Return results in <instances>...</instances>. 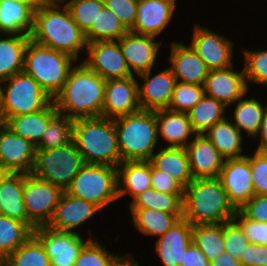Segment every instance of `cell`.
<instances>
[{"label": "cell", "instance_id": "obj_56", "mask_svg": "<svg viewBox=\"0 0 267 266\" xmlns=\"http://www.w3.org/2000/svg\"><path fill=\"white\" fill-rule=\"evenodd\" d=\"M37 5L61 4L65 0H33Z\"/></svg>", "mask_w": 267, "mask_h": 266}, {"label": "cell", "instance_id": "obj_21", "mask_svg": "<svg viewBox=\"0 0 267 266\" xmlns=\"http://www.w3.org/2000/svg\"><path fill=\"white\" fill-rule=\"evenodd\" d=\"M98 211L100 209L95 204L73 197L64 191L47 226L57 231L75 232L74 228Z\"/></svg>", "mask_w": 267, "mask_h": 266}, {"label": "cell", "instance_id": "obj_38", "mask_svg": "<svg viewBox=\"0 0 267 266\" xmlns=\"http://www.w3.org/2000/svg\"><path fill=\"white\" fill-rule=\"evenodd\" d=\"M183 194L162 193L149 188L136 196L129 208L154 209L167 213H183Z\"/></svg>", "mask_w": 267, "mask_h": 266}, {"label": "cell", "instance_id": "obj_22", "mask_svg": "<svg viewBox=\"0 0 267 266\" xmlns=\"http://www.w3.org/2000/svg\"><path fill=\"white\" fill-rule=\"evenodd\" d=\"M176 0H147L138 3L136 20L130 32L157 36L173 16Z\"/></svg>", "mask_w": 267, "mask_h": 266}, {"label": "cell", "instance_id": "obj_24", "mask_svg": "<svg viewBox=\"0 0 267 266\" xmlns=\"http://www.w3.org/2000/svg\"><path fill=\"white\" fill-rule=\"evenodd\" d=\"M193 225L181 218L156 241V252L164 266H180L184 252L192 243Z\"/></svg>", "mask_w": 267, "mask_h": 266}, {"label": "cell", "instance_id": "obj_42", "mask_svg": "<svg viewBox=\"0 0 267 266\" xmlns=\"http://www.w3.org/2000/svg\"><path fill=\"white\" fill-rule=\"evenodd\" d=\"M92 238L83 246L74 266H123L131 257L110 254Z\"/></svg>", "mask_w": 267, "mask_h": 266}, {"label": "cell", "instance_id": "obj_9", "mask_svg": "<svg viewBox=\"0 0 267 266\" xmlns=\"http://www.w3.org/2000/svg\"><path fill=\"white\" fill-rule=\"evenodd\" d=\"M117 170L118 167L85 164L65 192L93 203L101 210L119 199Z\"/></svg>", "mask_w": 267, "mask_h": 266}, {"label": "cell", "instance_id": "obj_29", "mask_svg": "<svg viewBox=\"0 0 267 266\" xmlns=\"http://www.w3.org/2000/svg\"><path fill=\"white\" fill-rule=\"evenodd\" d=\"M24 173H9L0 184L1 214L26 223L28 216L23 202Z\"/></svg>", "mask_w": 267, "mask_h": 266}, {"label": "cell", "instance_id": "obj_15", "mask_svg": "<svg viewBox=\"0 0 267 266\" xmlns=\"http://www.w3.org/2000/svg\"><path fill=\"white\" fill-rule=\"evenodd\" d=\"M36 146L0 122V166L11 173H30Z\"/></svg>", "mask_w": 267, "mask_h": 266}, {"label": "cell", "instance_id": "obj_44", "mask_svg": "<svg viewBox=\"0 0 267 266\" xmlns=\"http://www.w3.org/2000/svg\"><path fill=\"white\" fill-rule=\"evenodd\" d=\"M205 95L203 85L176 82L168 109L175 112H188Z\"/></svg>", "mask_w": 267, "mask_h": 266}, {"label": "cell", "instance_id": "obj_12", "mask_svg": "<svg viewBox=\"0 0 267 266\" xmlns=\"http://www.w3.org/2000/svg\"><path fill=\"white\" fill-rule=\"evenodd\" d=\"M117 42L107 40L87 43L86 49L90 56L83 63L104 80L133 76Z\"/></svg>", "mask_w": 267, "mask_h": 266}, {"label": "cell", "instance_id": "obj_45", "mask_svg": "<svg viewBox=\"0 0 267 266\" xmlns=\"http://www.w3.org/2000/svg\"><path fill=\"white\" fill-rule=\"evenodd\" d=\"M246 82L267 85V50L247 51L244 49Z\"/></svg>", "mask_w": 267, "mask_h": 266}, {"label": "cell", "instance_id": "obj_52", "mask_svg": "<svg viewBox=\"0 0 267 266\" xmlns=\"http://www.w3.org/2000/svg\"><path fill=\"white\" fill-rule=\"evenodd\" d=\"M240 261L243 266H267V246L249 243Z\"/></svg>", "mask_w": 267, "mask_h": 266}, {"label": "cell", "instance_id": "obj_34", "mask_svg": "<svg viewBox=\"0 0 267 266\" xmlns=\"http://www.w3.org/2000/svg\"><path fill=\"white\" fill-rule=\"evenodd\" d=\"M226 106L215 98L204 97L189 110L190 124L196 135L205 134L215 123L225 119L224 109Z\"/></svg>", "mask_w": 267, "mask_h": 266}, {"label": "cell", "instance_id": "obj_49", "mask_svg": "<svg viewBox=\"0 0 267 266\" xmlns=\"http://www.w3.org/2000/svg\"><path fill=\"white\" fill-rule=\"evenodd\" d=\"M104 6L112 11L129 31L133 28L137 15V1L104 0Z\"/></svg>", "mask_w": 267, "mask_h": 266}, {"label": "cell", "instance_id": "obj_17", "mask_svg": "<svg viewBox=\"0 0 267 266\" xmlns=\"http://www.w3.org/2000/svg\"><path fill=\"white\" fill-rule=\"evenodd\" d=\"M233 66L222 70H211L204 82L206 96L215 98L226 107L248 93L244 69L238 73Z\"/></svg>", "mask_w": 267, "mask_h": 266}, {"label": "cell", "instance_id": "obj_3", "mask_svg": "<svg viewBox=\"0 0 267 266\" xmlns=\"http://www.w3.org/2000/svg\"><path fill=\"white\" fill-rule=\"evenodd\" d=\"M182 202L183 218L193 226L229 222L237 212L218 178L193 179Z\"/></svg>", "mask_w": 267, "mask_h": 266}, {"label": "cell", "instance_id": "obj_55", "mask_svg": "<svg viewBox=\"0 0 267 266\" xmlns=\"http://www.w3.org/2000/svg\"><path fill=\"white\" fill-rule=\"evenodd\" d=\"M258 135H260L261 137V142L256 152L267 153V105H266V108L263 114L262 123H261L260 130L257 136Z\"/></svg>", "mask_w": 267, "mask_h": 266}, {"label": "cell", "instance_id": "obj_18", "mask_svg": "<svg viewBox=\"0 0 267 266\" xmlns=\"http://www.w3.org/2000/svg\"><path fill=\"white\" fill-rule=\"evenodd\" d=\"M151 70L139 74L144 79L138 86V100L142 110L156 111L168 109L171 102L176 78L170 67L150 78Z\"/></svg>", "mask_w": 267, "mask_h": 266}, {"label": "cell", "instance_id": "obj_5", "mask_svg": "<svg viewBox=\"0 0 267 266\" xmlns=\"http://www.w3.org/2000/svg\"><path fill=\"white\" fill-rule=\"evenodd\" d=\"M113 120L121 163L149 161L158 142L155 111L141 109Z\"/></svg>", "mask_w": 267, "mask_h": 266}, {"label": "cell", "instance_id": "obj_2", "mask_svg": "<svg viewBox=\"0 0 267 266\" xmlns=\"http://www.w3.org/2000/svg\"><path fill=\"white\" fill-rule=\"evenodd\" d=\"M38 5L34 10L31 39L43 46L66 53L78 60V52L87 48L85 33L72 18L66 5ZM61 9V11L59 10Z\"/></svg>", "mask_w": 267, "mask_h": 266}, {"label": "cell", "instance_id": "obj_11", "mask_svg": "<svg viewBox=\"0 0 267 266\" xmlns=\"http://www.w3.org/2000/svg\"><path fill=\"white\" fill-rule=\"evenodd\" d=\"M33 234L40 240L49 256L51 266H74L83 246L87 241L77 232H65L39 226Z\"/></svg>", "mask_w": 267, "mask_h": 266}, {"label": "cell", "instance_id": "obj_13", "mask_svg": "<svg viewBox=\"0 0 267 266\" xmlns=\"http://www.w3.org/2000/svg\"><path fill=\"white\" fill-rule=\"evenodd\" d=\"M218 179L229 201L240 210L254 196L249 156L224 160Z\"/></svg>", "mask_w": 267, "mask_h": 266}, {"label": "cell", "instance_id": "obj_51", "mask_svg": "<svg viewBox=\"0 0 267 266\" xmlns=\"http://www.w3.org/2000/svg\"><path fill=\"white\" fill-rule=\"evenodd\" d=\"M240 211L251 220L267 222V195L252 196Z\"/></svg>", "mask_w": 267, "mask_h": 266}, {"label": "cell", "instance_id": "obj_8", "mask_svg": "<svg viewBox=\"0 0 267 266\" xmlns=\"http://www.w3.org/2000/svg\"><path fill=\"white\" fill-rule=\"evenodd\" d=\"M84 165L82 154L72 140L59 148L36 149L30 173L66 191Z\"/></svg>", "mask_w": 267, "mask_h": 266}, {"label": "cell", "instance_id": "obj_19", "mask_svg": "<svg viewBox=\"0 0 267 266\" xmlns=\"http://www.w3.org/2000/svg\"><path fill=\"white\" fill-rule=\"evenodd\" d=\"M193 138L185 148L193 179L218 178L225 159L205 134Z\"/></svg>", "mask_w": 267, "mask_h": 266}, {"label": "cell", "instance_id": "obj_57", "mask_svg": "<svg viewBox=\"0 0 267 266\" xmlns=\"http://www.w3.org/2000/svg\"><path fill=\"white\" fill-rule=\"evenodd\" d=\"M10 172L0 166V184Z\"/></svg>", "mask_w": 267, "mask_h": 266}, {"label": "cell", "instance_id": "obj_35", "mask_svg": "<svg viewBox=\"0 0 267 266\" xmlns=\"http://www.w3.org/2000/svg\"><path fill=\"white\" fill-rule=\"evenodd\" d=\"M192 242L206 256L209 262L225 252L224 223L194 225Z\"/></svg>", "mask_w": 267, "mask_h": 266}, {"label": "cell", "instance_id": "obj_50", "mask_svg": "<svg viewBox=\"0 0 267 266\" xmlns=\"http://www.w3.org/2000/svg\"><path fill=\"white\" fill-rule=\"evenodd\" d=\"M151 188L162 193L183 194L184 187L171 175L156 170L151 165Z\"/></svg>", "mask_w": 267, "mask_h": 266}, {"label": "cell", "instance_id": "obj_28", "mask_svg": "<svg viewBox=\"0 0 267 266\" xmlns=\"http://www.w3.org/2000/svg\"><path fill=\"white\" fill-rule=\"evenodd\" d=\"M117 167L118 198L129 193L134 199L151 188V163L149 161H124Z\"/></svg>", "mask_w": 267, "mask_h": 266}, {"label": "cell", "instance_id": "obj_46", "mask_svg": "<svg viewBox=\"0 0 267 266\" xmlns=\"http://www.w3.org/2000/svg\"><path fill=\"white\" fill-rule=\"evenodd\" d=\"M248 244L243 230L234 220L224 223V247L228 254L240 260Z\"/></svg>", "mask_w": 267, "mask_h": 266}, {"label": "cell", "instance_id": "obj_54", "mask_svg": "<svg viewBox=\"0 0 267 266\" xmlns=\"http://www.w3.org/2000/svg\"><path fill=\"white\" fill-rule=\"evenodd\" d=\"M210 266H243L240 260L235 259L226 251L210 262Z\"/></svg>", "mask_w": 267, "mask_h": 266}, {"label": "cell", "instance_id": "obj_1", "mask_svg": "<svg viewBox=\"0 0 267 266\" xmlns=\"http://www.w3.org/2000/svg\"><path fill=\"white\" fill-rule=\"evenodd\" d=\"M105 85L106 80L81 61L70 70L65 85L53 98L57 112L73 120L102 117Z\"/></svg>", "mask_w": 267, "mask_h": 266}, {"label": "cell", "instance_id": "obj_10", "mask_svg": "<svg viewBox=\"0 0 267 266\" xmlns=\"http://www.w3.org/2000/svg\"><path fill=\"white\" fill-rule=\"evenodd\" d=\"M63 192L61 188L31 173H24L23 202L28 226L32 230L48 225Z\"/></svg>", "mask_w": 267, "mask_h": 266}, {"label": "cell", "instance_id": "obj_7", "mask_svg": "<svg viewBox=\"0 0 267 266\" xmlns=\"http://www.w3.org/2000/svg\"><path fill=\"white\" fill-rule=\"evenodd\" d=\"M0 93V122L8 117L25 115L45 109L53 99L41 88L39 83L24 72L14 74L2 83Z\"/></svg>", "mask_w": 267, "mask_h": 266}, {"label": "cell", "instance_id": "obj_25", "mask_svg": "<svg viewBox=\"0 0 267 266\" xmlns=\"http://www.w3.org/2000/svg\"><path fill=\"white\" fill-rule=\"evenodd\" d=\"M58 114L52 101L45 109L25 115L8 117L3 124L13 133L37 146L49 122Z\"/></svg>", "mask_w": 267, "mask_h": 266}, {"label": "cell", "instance_id": "obj_53", "mask_svg": "<svg viewBox=\"0 0 267 266\" xmlns=\"http://www.w3.org/2000/svg\"><path fill=\"white\" fill-rule=\"evenodd\" d=\"M180 266H210V262L200 249L192 242L184 252Z\"/></svg>", "mask_w": 267, "mask_h": 266}, {"label": "cell", "instance_id": "obj_41", "mask_svg": "<svg viewBox=\"0 0 267 266\" xmlns=\"http://www.w3.org/2000/svg\"><path fill=\"white\" fill-rule=\"evenodd\" d=\"M74 120L57 114L48 124L36 149L59 148L72 141Z\"/></svg>", "mask_w": 267, "mask_h": 266}, {"label": "cell", "instance_id": "obj_40", "mask_svg": "<svg viewBox=\"0 0 267 266\" xmlns=\"http://www.w3.org/2000/svg\"><path fill=\"white\" fill-rule=\"evenodd\" d=\"M265 108L266 106L263 107L255 98L246 100L240 98L234 110V125L240 132L243 129L248 136L257 137Z\"/></svg>", "mask_w": 267, "mask_h": 266}, {"label": "cell", "instance_id": "obj_58", "mask_svg": "<svg viewBox=\"0 0 267 266\" xmlns=\"http://www.w3.org/2000/svg\"><path fill=\"white\" fill-rule=\"evenodd\" d=\"M123 266H139V264L130 258Z\"/></svg>", "mask_w": 267, "mask_h": 266}, {"label": "cell", "instance_id": "obj_14", "mask_svg": "<svg viewBox=\"0 0 267 266\" xmlns=\"http://www.w3.org/2000/svg\"><path fill=\"white\" fill-rule=\"evenodd\" d=\"M138 86L134 76L106 80L102 117L114 119L140 111Z\"/></svg>", "mask_w": 267, "mask_h": 266}, {"label": "cell", "instance_id": "obj_32", "mask_svg": "<svg viewBox=\"0 0 267 266\" xmlns=\"http://www.w3.org/2000/svg\"><path fill=\"white\" fill-rule=\"evenodd\" d=\"M30 35H13L0 39V80L23 72L24 53Z\"/></svg>", "mask_w": 267, "mask_h": 266}, {"label": "cell", "instance_id": "obj_26", "mask_svg": "<svg viewBox=\"0 0 267 266\" xmlns=\"http://www.w3.org/2000/svg\"><path fill=\"white\" fill-rule=\"evenodd\" d=\"M36 3L0 1V32L11 35H31Z\"/></svg>", "mask_w": 267, "mask_h": 266}, {"label": "cell", "instance_id": "obj_59", "mask_svg": "<svg viewBox=\"0 0 267 266\" xmlns=\"http://www.w3.org/2000/svg\"><path fill=\"white\" fill-rule=\"evenodd\" d=\"M0 1H2V0H0ZM11 1H18L21 3H35L33 0H11Z\"/></svg>", "mask_w": 267, "mask_h": 266}, {"label": "cell", "instance_id": "obj_20", "mask_svg": "<svg viewBox=\"0 0 267 266\" xmlns=\"http://www.w3.org/2000/svg\"><path fill=\"white\" fill-rule=\"evenodd\" d=\"M154 38L129 31L118 40L131 73L134 70L139 75L152 69L160 48V43L154 41Z\"/></svg>", "mask_w": 267, "mask_h": 266}, {"label": "cell", "instance_id": "obj_30", "mask_svg": "<svg viewBox=\"0 0 267 266\" xmlns=\"http://www.w3.org/2000/svg\"><path fill=\"white\" fill-rule=\"evenodd\" d=\"M149 162L156 170L171 175L184 188L193 180L185 148H161Z\"/></svg>", "mask_w": 267, "mask_h": 266}, {"label": "cell", "instance_id": "obj_37", "mask_svg": "<svg viewBox=\"0 0 267 266\" xmlns=\"http://www.w3.org/2000/svg\"><path fill=\"white\" fill-rule=\"evenodd\" d=\"M33 230L26 224L0 215V263L31 235Z\"/></svg>", "mask_w": 267, "mask_h": 266}, {"label": "cell", "instance_id": "obj_27", "mask_svg": "<svg viewBox=\"0 0 267 266\" xmlns=\"http://www.w3.org/2000/svg\"><path fill=\"white\" fill-rule=\"evenodd\" d=\"M157 132L169 143L167 147L186 148L188 138L196 134L190 124L188 113L169 109L156 110Z\"/></svg>", "mask_w": 267, "mask_h": 266}, {"label": "cell", "instance_id": "obj_31", "mask_svg": "<svg viewBox=\"0 0 267 266\" xmlns=\"http://www.w3.org/2000/svg\"><path fill=\"white\" fill-rule=\"evenodd\" d=\"M205 136L216 147L221 156L226 159L240 158L242 155V136L233 121L226 118L215 123Z\"/></svg>", "mask_w": 267, "mask_h": 266}, {"label": "cell", "instance_id": "obj_16", "mask_svg": "<svg viewBox=\"0 0 267 266\" xmlns=\"http://www.w3.org/2000/svg\"><path fill=\"white\" fill-rule=\"evenodd\" d=\"M232 45L228 39L219 34L196 25L190 46L211 71L233 66Z\"/></svg>", "mask_w": 267, "mask_h": 266}, {"label": "cell", "instance_id": "obj_33", "mask_svg": "<svg viewBox=\"0 0 267 266\" xmlns=\"http://www.w3.org/2000/svg\"><path fill=\"white\" fill-rule=\"evenodd\" d=\"M130 210L135 226L145 235L160 237L183 218V213H167L144 208H130Z\"/></svg>", "mask_w": 267, "mask_h": 266}, {"label": "cell", "instance_id": "obj_60", "mask_svg": "<svg viewBox=\"0 0 267 266\" xmlns=\"http://www.w3.org/2000/svg\"><path fill=\"white\" fill-rule=\"evenodd\" d=\"M135 1H137L139 3V2H143V1H147V0H135Z\"/></svg>", "mask_w": 267, "mask_h": 266}, {"label": "cell", "instance_id": "obj_4", "mask_svg": "<svg viewBox=\"0 0 267 266\" xmlns=\"http://www.w3.org/2000/svg\"><path fill=\"white\" fill-rule=\"evenodd\" d=\"M72 140L85 164L117 167L121 163L113 119H75Z\"/></svg>", "mask_w": 267, "mask_h": 266}, {"label": "cell", "instance_id": "obj_47", "mask_svg": "<svg viewBox=\"0 0 267 266\" xmlns=\"http://www.w3.org/2000/svg\"><path fill=\"white\" fill-rule=\"evenodd\" d=\"M233 220L243 230L249 243L267 246V222L251 220L240 210H237Z\"/></svg>", "mask_w": 267, "mask_h": 266}, {"label": "cell", "instance_id": "obj_48", "mask_svg": "<svg viewBox=\"0 0 267 266\" xmlns=\"http://www.w3.org/2000/svg\"><path fill=\"white\" fill-rule=\"evenodd\" d=\"M249 161L254 195H267V153L255 151Z\"/></svg>", "mask_w": 267, "mask_h": 266}, {"label": "cell", "instance_id": "obj_43", "mask_svg": "<svg viewBox=\"0 0 267 266\" xmlns=\"http://www.w3.org/2000/svg\"><path fill=\"white\" fill-rule=\"evenodd\" d=\"M65 5L75 23L86 34L96 23L99 11L104 7V0H70Z\"/></svg>", "mask_w": 267, "mask_h": 266}, {"label": "cell", "instance_id": "obj_39", "mask_svg": "<svg viewBox=\"0 0 267 266\" xmlns=\"http://www.w3.org/2000/svg\"><path fill=\"white\" fill-rule=\"evenodd\" d=\"M129 30L120 19L105 6L99 11L96 23L85 34L87 43L95 41L119 40Z\"/></svg>", "mask_w": 267, "mask_h": 266}, {"label": "cell", "instance_id": "obj_23", "mask_svg": "<svg viewBox=\"0 0 267 266\" xmlns=\"http://www.w3.org/2000/svg\"><path fill=\"white\" fill-rule=\"evenodd\" d=\"M169 60L172 64L170 69L177 82L204 85L209 70L191 46L172 43Z\"/></svg>", "mask_w": 267, "mask_h": 266}, {"label": "cell", "instance_id": "obj_6", "mask_svg": "<svg viewBox=\"0 0 267 266\" xmlns=\"http://www.w3.org/2000/svg\"><path fill=\"white\" fill-rule=\"evenodd\" d=\"M75 59L29 40L24 53L23 72L34 78L53 99L63 88Z\"/></svg>", "mask_w": 267, "mask_h": 266}, {"label": "cell", "instance_id": "obj_36", "mask_svg": "<svg viewBox=\"0 0 267 266\" xmlns=\"http://www.w3.org/2000/svg\"><path fill=\"white\" fill-rule=\"evenodd\" d=\"M0 264L2 266H51L44 246L34 234Z\"/></svg>", "mask_w": 267, "mask_h": 266}]
</instances>
